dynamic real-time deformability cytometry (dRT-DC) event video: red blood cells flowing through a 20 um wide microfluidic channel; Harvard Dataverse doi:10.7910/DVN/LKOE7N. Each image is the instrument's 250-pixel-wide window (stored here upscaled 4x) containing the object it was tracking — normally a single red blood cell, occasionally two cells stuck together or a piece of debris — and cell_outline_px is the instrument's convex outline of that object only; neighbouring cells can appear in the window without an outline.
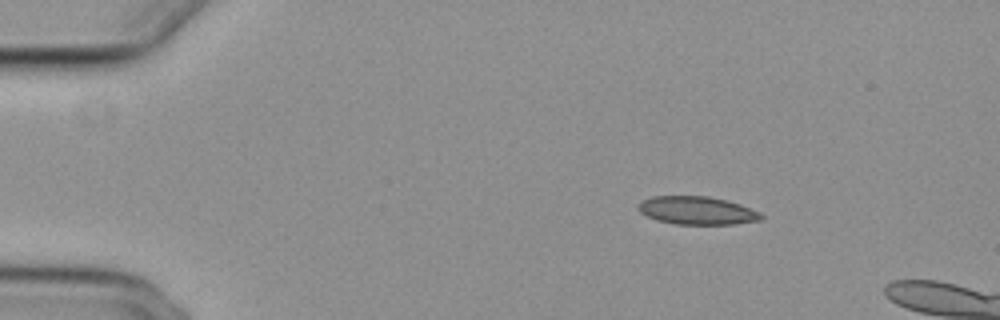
{"species": "common noctule bat (a hibernating species)", "species_latin": "Nyctalus noctula", "temperature_condition": "cold", "stored_images_in_passage": 7, "camera_frame_rate_fps": 3000, "um_per_image_px": 0.085, "animal": {"sex": "female", "body_mass_g": 29.2, "forearm_length_mm": 56.3}, "frame": {"image": 1, "passage_image": 1, "time_ms": 0.0, "image_size_px": [1000, 320], "cell_outline_px": [[764, 220], [736, 224], [676, 224], [656, 220], [640, 212], [636, 208], [636, 204], [640, 200], [652, 196], [708, 196], [728, 200], [740, 204], [760, 212], [764, 216]], "centroid_in_image_um": [59.24, 17.89], "position_along_channel_um": 25.8, "area_um2": 20.46}}